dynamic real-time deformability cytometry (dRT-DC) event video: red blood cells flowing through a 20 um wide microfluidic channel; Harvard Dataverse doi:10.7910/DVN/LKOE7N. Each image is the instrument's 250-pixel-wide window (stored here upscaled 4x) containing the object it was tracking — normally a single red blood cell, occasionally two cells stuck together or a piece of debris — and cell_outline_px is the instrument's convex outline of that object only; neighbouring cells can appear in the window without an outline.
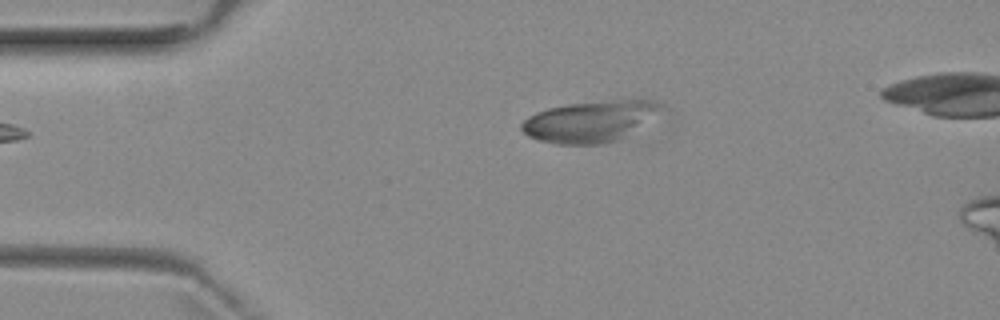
{"species": "common noctule bat (a hibernating species)", "species_latin": "Nyctalus noctula", "temperature_condition": "room temperature", "stored_images_in_passage": 7, "camera_frame_rate_fps": 3000, "um_per_image_px": 0.085, "animal": {"sex": "female", "body_mass_g": 29.2, "forearm_length_mm": 56.3}, "frame": {"image": 1, "passage_image": 2, "time_ms": 1.333, "image_size_px": [1000, 320], "cell_outline_px": [[664, 108], [624, 136], [616, 140], [604, 144], [556, 144], [540, 140], [528, 136], [520, 128], [520, 124], [528, 116], [536, 112], [548, 108], [568, 104], [616, 100], [656, 100]], "centroid_in_image_um": [50.08, 10.32], "position_along_channel_um": 34.9, "area_um2": 32.83}}
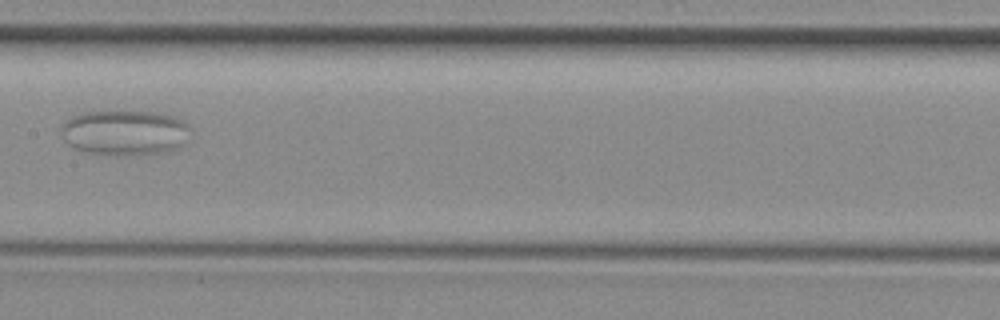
{"frame": {"image": 2, "passage_image": 7, "time_ms": 7.333, "image_size_px": [1000, 320], "cell_outline_px": [[192, 128], [184, 144], [176, 148], [160, 152], [116, 156], [112, 156], [88, 152], [76, 148], [68, 144], [64, 128], [64, 124], [72, 116], [80, 112], [156, 112], [176, 116], [184, 120]], "centroid_in_image_um": [10.69, 11.27], "position_along_channel_um": 196.7, "area_um2": 33.7}}